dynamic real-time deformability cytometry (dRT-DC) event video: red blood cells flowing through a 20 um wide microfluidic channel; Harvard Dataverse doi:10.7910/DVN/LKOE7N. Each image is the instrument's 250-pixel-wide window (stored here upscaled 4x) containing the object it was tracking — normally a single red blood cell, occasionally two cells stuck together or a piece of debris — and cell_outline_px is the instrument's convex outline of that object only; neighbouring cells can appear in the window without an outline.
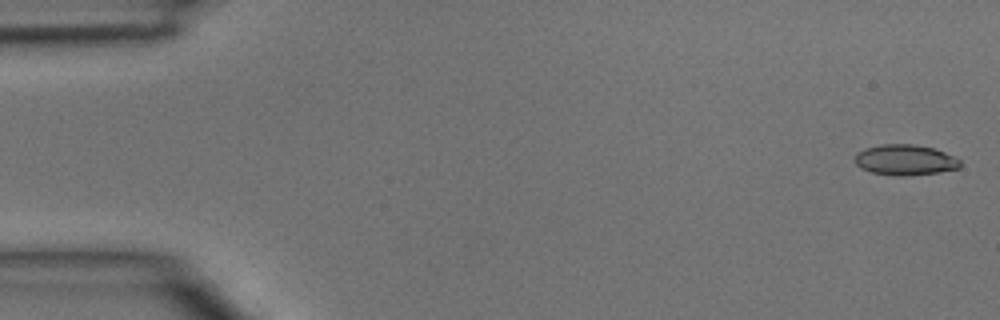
{"species": "common noctule bat (a hibernating species)", "species_latin": "Nyctalus noctula", "temperature_condition": "room temperature", "stored_images_in_passage": 4, "camera_frame_rate_fps": 3000, "um_per_image_px": 0.085, "animal": {"sex": "male", "body_mass_g": 15.6}, "frame": {"image": 1, "passage_image": 1, "time_ms": 0.0, "image_size_px": [1000, 320], "cell_outline_px": [[960, 168], [936, 172], [904, 176], [896, 176], [872, 172], [860, 168], [856, 164], [856, 156], [860, 152], [868, 148], [884, 144], [912, 144], [932, 148], [944, 152], [960, 160]], "centroid_in_image_um": [76.95, 13.6], "position_along_channel_um": 8.1, "area_um2": 18.32}}
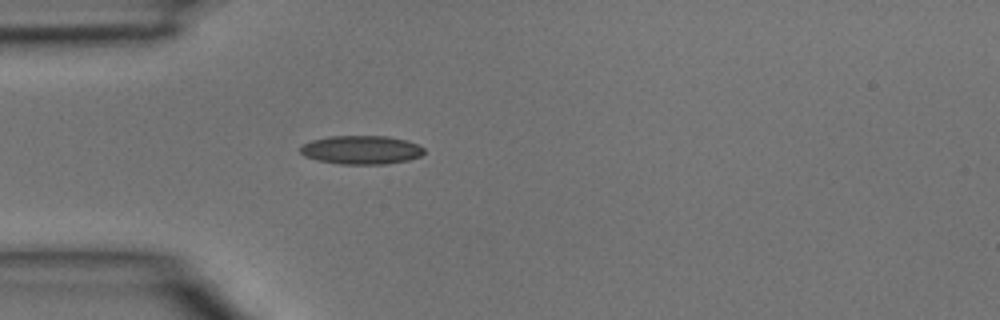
{"frame": {"image": 2, "passage_image": 4, "time_ms": 1.0, "image_size_px": [1000, 320], "cell_outline_px": [[424, 152], [420, 156], [408, 160], [384, 164], [340, 164], [316, 160], [304, 156], [300, 152], [300, 148], [304, 144], [312, 140], [328, 136], [388, 136], [408, 140], [424, 148]], "centroid_in_image_um": [30.7, 12.74], "position_along_channel_um": 54.3, "area_um2": 20.69}}